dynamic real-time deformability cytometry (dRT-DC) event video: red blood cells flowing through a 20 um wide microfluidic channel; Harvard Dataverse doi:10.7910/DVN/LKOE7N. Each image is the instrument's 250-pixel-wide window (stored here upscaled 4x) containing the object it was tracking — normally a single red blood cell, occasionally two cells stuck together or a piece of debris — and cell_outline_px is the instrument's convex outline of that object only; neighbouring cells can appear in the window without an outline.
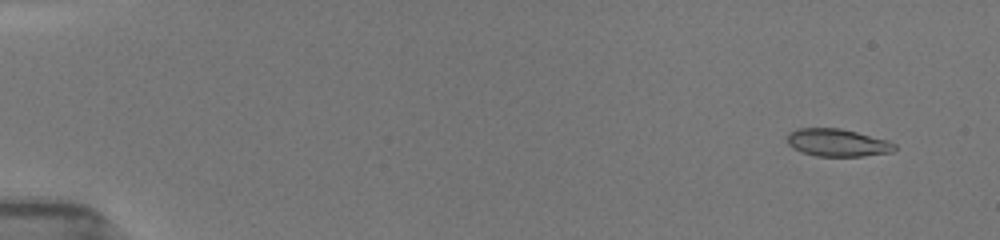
{"species": "common noctule bat (a hibernating species)", "species_latin": "Nyctalus noctula", "temperature_condition": "room temperature", "stored_images_in_passage": 53, "camera_frame_rate_fps": 3000, "um_per_image_px": 0.085, "animal": {"sex": "female", "body_mass_g": 19.5, "forearm_length_mm": 54.1}, "frame": {"image": 1, "passage_image": 4, "time_ms": 1.0, "image_size_px": [1000, 240], "cell_outline_px": [[896, 148], [892, 152], [860, 156], [816, 156], [800, 152], [792, 148], [788, 144], [788, 132], [796, 128], [840, 128], [888, 140], [896, 144]], "centroid_in_image_um": [71.15, 12.12], "position_along_channel_um": 13.8, "area_um2": 17.34}}
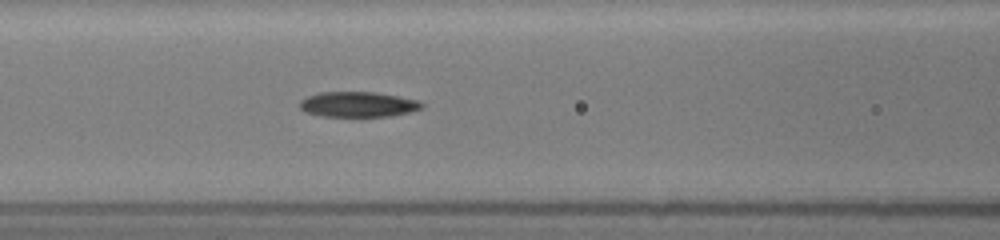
{"frame": {"image": 2, "passage_image": 24, "time_ms": 7.667, "image_size_px": [1000, 240], "cell_outline_px": [[424, 108], [408, 112], [388, 116], [360, 120], [320, 116], [304, 112], [300, 108], [300, 100], [308, 96], [320, 92], [376, 92], [420, 100], [424, 104]], "centroid_in_image_um": [30.43, 8.92], "position_along_channel_um": 136.2, "area_um2": 19.02}}
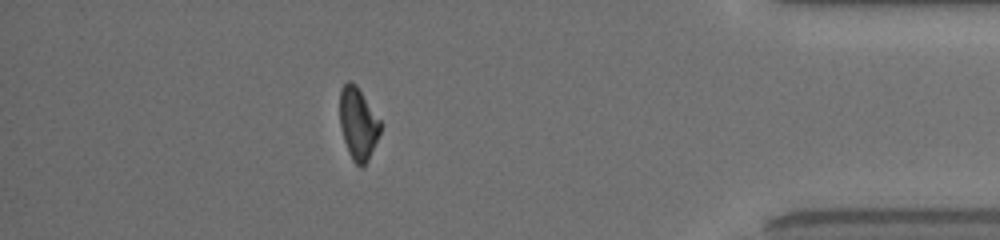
{"frame": {"image": 3, "passage_image": 47, "time_ms": 15.333, "image_size_px": [1000, 240], "cell_outline_px": [[380, 132], [368, 160], [360, 168], [352, 160], [348, 152], [340, 128], [340, 88], [348, 80], [352, 80], [356, 84], [380, 120]], "centroid_in_image_um": [30.41, 10.49], "position_along_channel_um": 404.8, "area_um2": 16.99}, "authors_computed_cell_mechanics": {"area_um2": 17.9758, "velocity_mm_per_s": 3.9765, "shape_relaxation_time_tau1_ms": 4.123, "shape_relaxation_time_tau2_ms": 3.5155, "deformation_change_tau1": 0.1607, "deformation_change_tau2": 0.1036}}